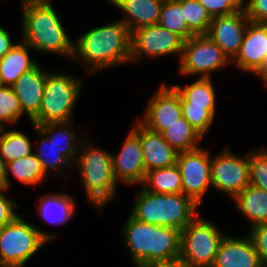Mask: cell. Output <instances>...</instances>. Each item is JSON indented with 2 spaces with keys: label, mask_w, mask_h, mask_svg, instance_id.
I'll use <instances>...</instances> for the list:
<instances>
[{
  "label": "cell",
  "mask_w": 267,
  "mask_h": 267,
  "mask_svg": "<svg viewBox=\"0 0 267 267\" xmlns=\"http://www.w3.org/2000/svg\"><path fill=\"white\" fill-rule=\"evenodd\" d=\"M179 61L178 72L182 76L199 75L200 78H211L212 72L231 64L222 49L207 35H194L184 41Z\"/></svg>",
  "instance_id": "cell-9"
},
{
  "label": "cell",
  "mask_w": 267,
  "mask_h": 267,
  "mask_svg": "<svg viewBox=\"0 0 267 267\" xmlns=\"http://www.w3.org/2000/svg\"><path fill=\"white\" fill-rule=\"evenodd\" d=\"M47 74L48 71H43L38 63L33 69L24 72L12 85L22 113L27 114L29 121L40 111Z\"/></svg>",
  "instance_id": "cell-18"
},
{
  "label": "cell",
  "mask_w": 267,
  "mask_h": 267,
  "mask_svg": "<svg viewBox=\"0 0 267 267\" xmlns=\"http://www.w3.org/2000/svg\"><path fill=\"white\" fill-rule=\"evenodd\" d=\"M245 155L239 156L226 146L222 152L211 156V185L214 190L234 199L249 185V152Z\"/></svg>",
  "instance_id": "cell-11"
},
{
  "label": "cell",
  "mask_w": 267,
  "mask_h": 267,
  "mask_svg": "<svg viewBox=\"0 0 267 267\" xmlns=\"http://www.w3.org/2000/svg\"><path fill=\"white\" fill-rule=\"evenodd\" d=\"M9 173L15 180L17 179L25 185L35 187L47 178V174L44 172L42 164L34 152L6 164V189L8 190L12 183L9 179Z\"/></svg>",
  "instance_id": "cell-26"
},
{
  "label": "cell",
  "mask_w": 267,
  "mask_h": 267,
  "mask_svg": "<svg viewBox=\"0 0 267 267\" xmlns=\"http://www.w3.org/2000/svg\"><path fill=\"white\" fill-rule=\"evenodd\" d=\"M262 70H267V58H266V60L264 62V66H263Z\"/></svg>",
  "instance_id": "cell-43"
},
{
  "label": "cell",
  "mask_w": 267,
  "mask_h": 267,
  "mask_svg": "<svg viewBox=\"0 0 267 267\" xmlns=\"http://www.w3.org/2000/svg\"><path fill=\"white\" fill-rule=\"evenodd\" d=\"M55 235L36 228L18 215L0 231V267H26V263Z\"/></svg>",
  "instance_id": "cell-7"
},
{
  "label": "cell",
  "mask_w": 267,
  "mask_h": 267,
  "mask_svg": "<svg viewBox=\"0 0 267 267\" xmlns=\"http://www.w3.org/2000/svg\"><path fill=\"white\" fill-rule=\"evenodd\" d=\"M137 119L146 128L161 133L182 117L180 95L173 86L162 83Z\"/></svg>",
  "instance_id": "cell-14"
},
{
  "label": "cell",
  "mask_w": 267,
  "mask_h": 267,
  "mask_svg": "<svg viewBox=\"0 0 267 267\" xmlns=\"http://www.w3.org/2000/svg\"><path fill=\"white\" fill-rule=\"evenodd\" d=\"M29 0H22L21 1V3H22V5L21 6H23L25 3H27Z\"/></svg>",
  "instance_id": "cell-44"
},
{
  "label": "cell",
  "mask_w": 267,
  "mask_h": 267,
  "mask_svg": "<svg viewBox=\"0 0 267 267\" xmlns=\"http://www.w3.org/2000/svg\"><path fill=\"white\" fill-rule=\"evenodd\" d=\"M211 267H262L252 239L225 235Z\"/></svg>",
  "instance_id": "cell-17"
},
{
  "label": "cell",
  "mask_w": 267,
  "mask_h": 267,
  "mask_svg": "<svg viewBox=\"0 0 267 267\" xmlns=\"http://www.w3.org/2000/svg\"><path fill=\"white\" fill-rule=\"evenodd\" d=\"M208 11L210 16H226L243 8L238 0H198Z\"/></svg>",
  "instance_id": "cell-36"
},
{
  "label": "cell",
  "mask_w": 267,
  "mask_h": 267,
  "mask_svg": "<svg viewBox=\"0 0 267 267\" xmlns=\"http://www.w3.org/2000/svg\"><path fill=\"white\" fill-rule=\"evenodd\" d=\"M22 115L19 100L12 86L0 85V128L16 124Z\"/></svg>",
  "instance_id": "cell-33"
},
{
  "label": "cell",
  "mask_w": 267,
  "mask_h": 267,
  "mask_svg": "<svg viewBox=\"0 0 267 267\" xmlns=\"http://www.w3.org/2000/svg\"><path fill=\"white\" fill-rule=\"evenodd\" d=\"M242 5H244L245 1L244 0H238Z\"/></svg>",
  "instance_id": "cell-45"
},
{
  "label": "cell",
  "mask_w": 267,
  "mask_h": 267,
  "mask_svg": "<svg viewBox=\"0 0 267 267\" xmlns=\"http://www.w3.org/2000/svg\"><path fill=\"white\" fill-rule=\"evenodd\" d=\"M15 45L11 34L0 26V58H3Z\"/></svg>",
  "instance_id": "cell-40"
},
{
  "label": "cell",
  "mask_w": 267,
  "mask_h": 267,
  "mask_svg": "<svg viewBox=\"0 0 267 267\" xmlns=\"http://www.w3.org/2000/svg\"><path fill=\"white\" fill-rule=\"evenodd\" d=\"M169 267H183V266H180V265H172V266H169Z\"/></svg>",
  "instance_id": "cell-46"
},
{
  "label": "cell",
  "mask_w": 267,
  "mask_h": 267,
  "mask_svg": "<svg viewBox=\"0 0 267 267\" xmlns=\"http://www.w3.org/2000/svg\"><path fill=\"white\" fill-rule=\"evenodd\" d=\"M0 128V157L8 164L16 159L32 154L34 143L19 130Z\"/></svg>",
  "instance_id": "cell-30"
},
{
  "label": "cell",
  "mask_w": 267,
  "mask_h": 267,
  "mask_svg": "<svg viewBox=\"0 0 267 267\" xmlns=\"http://www.w3.org/2000/svg\"><path fill=\"white\" fill-rule=\"evenodd\" d=\"M32 126L35 128V132L38 133V136L41 139L40 142L33 147L34 154L40 160L43 170L46 174H50L52 172L62 174V171L65 172V170L67 171L68 168H75L63 156V151H61L38 126L35 124H32Z\"/></svg>",
  "instance_id": "cell-27"
},
{
  "label": "cell",
  "mask_w": 267,
  "mask_h": 267,
  "mask_svg": "<svg viewBox=\"0 0 267 267\" xmlns=\"http://www.w3.org/2000/svg\"><path fill=\"white\" fill-rule=\"evenodd\" d=\"M111 156L117 182L128 186L142 184L146 168L140 141V122L138 120L125 137L121 151L118 154L112 152Z\"/></svg>",
  "instance_id": "cell-13"
},
{
  "label": "cell",
  "mask_w": 267,
  "mask_h": 267,
  "mask_svg": "<svg viewBox=\"0 0 267 267\" xmlns=\"http://www.w3.org/2000/svg\"><path fill=\"white\" fill-rule=\"evenodd\" d=\"M266 58L267 24L249 22L239 52L231 63H235L240 71L256 76Z\"/></svg>",
  "instance_id": "cell-16"
},
{
  "label": "cell",
  "mask_w": 267,
  "mask_h": 267,
  "mask_svg": "<svg viewBox=\"0 0 267 267\" xmlns=\"http://www.w3.org/2000/svg\"><path fill=\"white\" fill-rule=\"evenodd\" d=\"M212 78H197L187 86L173 85L180 95L181 103H190V106L204 107L216 116V91Z\"/></svg>",
  "instance_id": "cell-25"
},
{
  "label": "cell",
  "mask_w": 267,
  "mask_h": 267,
  "mask_svg": "<svg viewBox=\"0 0 267 267\" xmlns=\"http://www.w3.org/2000/svg\"><path fill=\"white\" fill-rule=\"evenodd\" d=\"M51 0H29L22 7V41L39 53L72 58L74 42L62 25Z\"/></svg>",
  "instance_id": "cell-3"
},
{
  "label": "cell",
  "mask_w": 267,
  "mask_h": 267,
  "mask_svg": "<svg viewBox=\"0 0 267 267\" xmlns=\"http://www.w3.org/2000/svg\"><path fill=\"white\" fill-rule=\"evenodd\" d=\"M111 154L82 139L74 163L77 171L79 170L88 202L90 201L98 209H103L118 194L119 182L114 175Z\"/></svg>",
  "instance_id": "cell-5"
},
{
  "label": "cell",
  "mask_w": 267,
  "mask_h": 267,
  "mask_svg": "<svg viewBox=\"0 0 267 267\" xmlns=\"http://www.w3.org/2000/svg\"><path fill=\"white\" fill-rule=\"evenodd\" d=\"M140 141L146 172L176 164L178 152L162 137L140 123Z\"/></svg>",
  "instance_id": "cell-19"
},
{
  "label": "cell",
  "mask_w": 267,
  "mask_h": 267,
  "mask_svg": "<svg viewBox=\"0 0 267 267\" xmlns=\"http://www.w3.org/2000/svg\"><path fill=\"white\" fill-rule=\"evenodd\" d=\"M141 185L145 190L157 194L183 193L181 174L176 164L146 172Z\"/></svg>",
  "instance_id": "cell-28"
},
{
  "label": "cell",
  "mask_w": 267,
  "mask_h": 267,
  "mask_svg": "<svg viewBox=\"0 0 267 267\" xmlns=\"http://www.w3.org/2000/svg\"><path fill=\"white\" fill-rule=\"evenodd\" d=\"M138 193L130 214L139 221L182 231L199 214V205L183 193L157 194L143 187Z\"/></svg>",
  "instance_id": "cell-4"
},
{
  "label": "cell",
  "mask_w": 267,
  "mask_h": 267,
  "mask_svg": "<svg viewBox=\"0 0 267 267\" xmlns=\"http://www.w3.org/2000/svg\"><path fill=\"white\" fill-rule=\"evenodd\" d=\"M243 8L250 22L267 24V0H246Z\"/></svg>",
  "instance_id": "cell-38"
},
{
  "label": "cell",
  "mask_w": 267,
  "mask_h": 267,
  "mask_svg": "<svg viewBox=\"0 0 267 267\" xmlns=\"http://www.w3.org/2000/svg\"><path fill=\"white\" fill-rule=\"evenodd\" d=\"M254 247L259 254L262 267H267V223L253 226L248 231Z\"/></svg>",
  "instance_id": "cell-37"
},
{
  "label": "cell",
  "mask_w": 267,
  "mask_h": 267,
  "mask_svg": "<svg viewBox=\"0 0 267 267\" xmlns=\"http://www.w3.org/2000/svg\"><path fill=\"white\" fill-rule=\"evenodd\" d=\"M184 40L159 24L144 26L131 32L130 64L145 58H160L177 54L179 60ZM143 58V59H142Z\"/></svg>",
  "instance_id": "cell-10"
},
{
  "label": "cell",
  "mask_w": 267,
  "mask_h": 267,
  "mask_svg": "<svg viewBox=\"0 0 267 267\" xmlns=\"http://www.w3.org/2000/svg\"><path fill=\"white\" fill-rule=\"evenodd\" d=\"M131 31L121 21L93 27L76 38L73 60L83 61L88 75L130 64Z\"/></svg>",
  "instance_id": "cell-2"
},
{
  "label": "cell",
  "mask_w": 267,
  "mask_h": 267,
  "mask_svg": "<svg viewBox=\"0 0 267 267\" xmlns=\"http://www.w3.org/2000/svg\"><path fill=\"white\" fill-rule=\"evenodd\" d=\"M235 206L247 220L250 228L267 223V192L248 185L234 199Z\"/></svg>",
  "instance_id": "cell-23"
},
{
  "label": "cell",
  "mask_w": 267,
  "mask_h": 267,
  "mask_svg": "<svg viewBox=\"0 0 267 267\" xmlns=\"http://www.w3.org/2000/svg\"><path fill=\"white\" fill-rule=\"evenodd\" d=\"M182 116L204 138L215 121V116L204 107L190 106V103H181Z\"/></svg>",
  "instance_id": "cell-35"
},
{
  "label": "cell",
  "mask_w": 267,
  "mask_h": 267,
  "mask_svg": "<svg viewBox=\"0 0 267 267\" xmlns=\"http://www.w3.org/2000/svg\"><path fill=\"white\" fill-rule=\"evenodd\" d=\"M249 22L242 8L230 15L213 17L206 35L232 61L239 52Z\"/></svg>",
  "instance_id": "cell-15"
},
{
  "label": "cell",
  "mask_w": 267,
  "mask_h": 267,
  "mask_svg": "<svg viewBox=\"0 0 267 267\" xmlns=\"http://www.w3.org/2000/svg\"><path fill=\"white\" fill-rule=\"evenodd\" d=\"M249 185L267 192V148L249 152Z\"/></svg>",
  "instance_id": "cell-34"
},
{
  "label": "cell",
  "mask_w": 267,
  "mask_h": 267,
  "mask_svg": "<svg viewBox=\"0 0 267 267\" xmlns=\"http://www.w3.org/2000/svg\"><path fill=\"white\" fill-rule=\"evenodd\" d=\"M161 135L178 153L198 148L203 139L183 116L162 131Z\"/></svg>",
  "instance_id": "cell-29"
},
{
  "label": "cell",
  "mask_w": 267,
  "mask_h": 267,
  "mask_svg": "<svg viewBox=\"0 0 267 267\" xmlns=\"http://www.w3.org/2000/svg\"><path fill=\"white\" fill-rule=\"evenodd\" d=\"M181 7L189 30L194 35H206L212 17L205 7L198 0H181Z\"/></svg>",
  "instance_id": "cell-32"
},
{
  "label": "cell",
  "mask_w": 267,
  "mask_h": 267,
  "mask_svg": "<svg viewBox=\"0 0 267 267\" xmlns=\"http://www.w3.org/2000/svg\"><path fill=\"white\" fill-rule=\"evenodd\" d=\"M176 165L181 174L183 194L201 206L208 188H212L210 152L203 147L180 152Z\"/></svg>",
  "instance_id": "cell-12"
},
{
  "label": "cell",
  "mask_w": 267,
  "mask_h": 267,
  "mask_svg": "<svg viewBox=\"0 0 267 267\" xmlns=\"http://www.w3.org/2000/svg\"><path fill=\"white\" fill-rule=\"evenodd\" d=\"M7 190L0 189V227L12 222L18 216L14 210L20 208L12 198L6 196Z\"/></svg>",
  "instance_id": "cell-39"
},
{
  "label": "cell",
  "mask_w": 267,
  "mask_h": 267,
  "mask_svg": "<svg viewBox=\"0 0 267 267\" xmlns=\"http://www.w3.org/2000/svg\"><path fill=\"white\" fill-rule=\"evenodd\" d=\"M70 194L52 191L38 200L37 214L48 224L62 225L75 213V199Z\"/></svg>",
  "instance_id": "cell-22"
},
{
  "label": "cell",
  "mask_w": 267,
  "mask_h": 267,
  "mask_svg": "<svg viewBox=\"0 0 267 267\" xmlns=\"http://www.w3.org/2000/svg\"><path fill=\"white\" fill-rule=\"evenodd\" d=\"M82 86L83 79L63 72L50 71L46 75L40 111L30 124L43 125L74 121V108Z\"/></svg>",
  "instance_id": "cell-6"
},
{
  "label": "cell",
  "mask_w": 267,
  "mask_h": 267,
  "mask_svg": "<svg viewBox=\"0 0 267 267\" xmlns=\"http://www.w3.org/2000/svg\"><path fill=\"white\" fill-rule=\"evenodd\" d=\"M158 24L175 33L184 41L194 36L184 18L181 0H164Z\"/></svg>",
  "instance_id": "cell-31"
},
{
  "label": "cell",
  "mask_w": 267,
  "mask_h": 267,
  "mask_svg": "<svg viewBox=\"0 0 267 267\" xmlns=\"http://www.w3.org/2000/svg\"><path fill=\"white\" fill-rule=\"evenodd\" d=\"M0 189H6V163L0 157Z\"/></svg>",
  "instance_id": "cell-41"
},
{
  "label": "cell",
  "mask_w": 267,
  "mask_h": 267,
  "mask_svg": "<svg viewBox=\"0 0 267 267\" xmlns=\"http://www.w3.org/2000/svg\"><path fill=\"white\" fill-rule=\"evenodd\" d=\"M31 50L30 46L20 41L0 58V85L12 86L24 72L38 64V61L30 58Z\"/></svg>",
  "instance_id": "cell-21"
},
{
  "label": "cell",
  "mask_w": 267,
  "mask_h": 267,
  "mask_svg": "<svg viewBox=\"0 0 267 267\" xmlns=\"http://www.w3.org/2000/svg\"><path fill=\"white\" fill-rule=\"evenodd\" d=\"M121 234L135 267H169L178 265L181 231L148 224L131 214Z\"/></svg>",
  "instance_id": "cell-1"
},
{
  "label": "cell",
  "mask_w": 267,
  "mask_h": 267,
  "mask_svg": "<svg viewBox=\"0 0 267 267\" xmlns=\"http://www.w3.org/2000/svg\"><path fill=\"white\" fill-rule=\"evenodd\" d=\"M121 10V20L132 32L144 26L158 24L164 0H109Z\"/></svg>",
  "instance_id": "cell-20"
},
{
  "label": "cell",
  "mask_w": 267,
  "mask_h": 267,
  "mask_svg": "<svg viewBox=\"0 0 267 267\" xmlns=\"http://www.w3.org/2000/svg\"><path fill=\"white\" fill-rule=\"evenodd\" d=\"M198 214L182 231L178 265L211 267L225 233Z\"/></svg>",
  "instance_id": "cell-8"
},
{
  "label": "cell",
  "mask_w": 267,
  "mask_h": 267,
  "mask_svg": "<svg viewBox=\"0 0 267 267\" xmlns=\"http://www.w3.org/2000/svg\"><path fill=\"white\" fill-rule=\"evenodd\" d=\"M74 121L46 123L38 126L56 146L63 151V156L74 166L83 138L73 130ZM77 136V137H76ZM62 142V144H61Z\"/></svg>",
  "instance_id": "cell-24"
},
{
  "label": "cell",
  "mask_w": 267,
  "mask_h": 267,
  "mask_svg": "<svg viewBox=\"0 0 267 267\" xmlns=\"http://www.w3.org/2000/svg\"><path fill=\"white\" fill-rule=\"evenodd\" d=\"M256 76H259L267 87V70H261Z\"/></svg>",
  "instance_id": "cell-42"
}]
</instances>
